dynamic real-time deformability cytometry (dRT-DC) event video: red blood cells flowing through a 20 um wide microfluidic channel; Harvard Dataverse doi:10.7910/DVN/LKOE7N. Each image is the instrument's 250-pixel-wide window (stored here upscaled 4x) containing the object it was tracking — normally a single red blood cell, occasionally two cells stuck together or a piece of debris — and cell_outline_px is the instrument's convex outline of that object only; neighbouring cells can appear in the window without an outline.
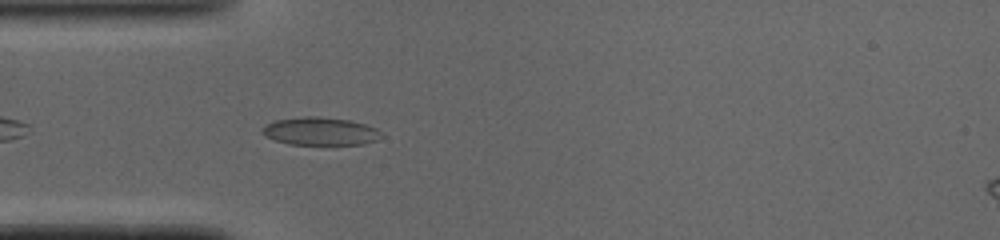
{"species": "common noctule bat (a hibernating species)", "species_latin": "Nyctalus noctula", "temperature_condition": "cold", "stored_images_in_passage": 28, "camera_frame_rate_fps": 3000, "um_per_image_px": 0.085, "animal": {"sex": "male", "body_mass_g": 19.0, "forearm_length_mm": 50.8}, "frame": {"image": 1, "passage_image": 1, "time_ms": 0.0, "image_size_px": [1000, 240], "cell_outline_px": [[376, 140], [364, 144], [288, 144], [276, 140], [268, 136], [264, 132], [264, 128], [272, 120], [304, 116], [320, 116], [348, 120], [364, 124], [376, 128]], "centroid_in_image_um": [27.18, 11.14], "position_along_channel_um": 57.8, "area_um2": 18.79}}
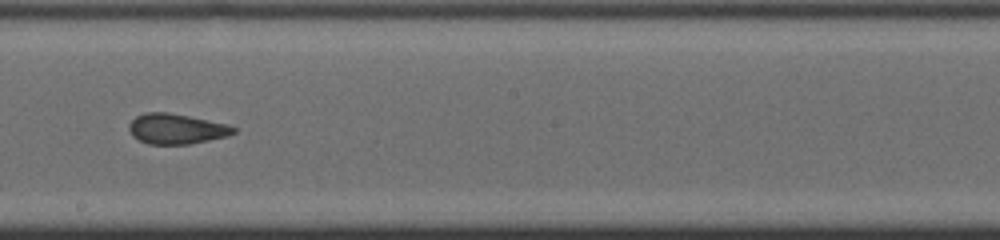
{"frame": {"image": 2, "passage_image": 14, "time_ms": 4.333, "image_size_px": [1000, 240], "cell_outline_px": [[236, 132], [228, 136], [188, 144], [148, 144], [132, 136], [128, 128], [128, 124], [136, 116], [144, 112], [168, 112], [228, 124], [236, 128]], "centroid_in_image_um": [14.97, 10.95], "position_along_channel_um": 233.2, "area_um2": 18.44}}
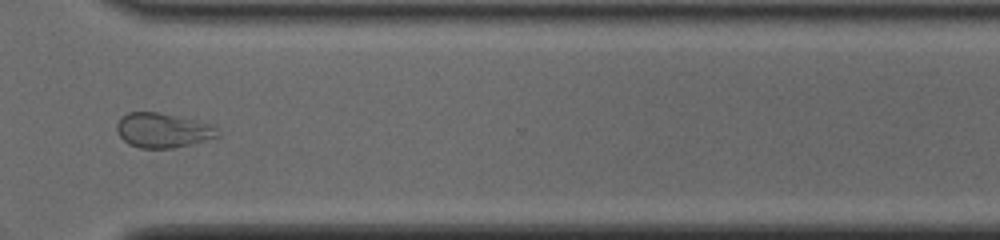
{"frame": {"image": 3, "passage_image": 23, "time_ms": 7.333, "image_size_px": [1000, 240], "cell_outline_px": [[220, 136], [172, 148], [140, 148], [128, 144], [120, 136], [116, 128], [116, 124], [120, 116], [128, 112], [156, 112], [192, 120], [216, 128]], "centroid_in_image_um": [13.74, 11.08], "position_along_channel_um": 356.9, "area_um2": 19.83}, "authors_computed_cell_mechanics": {"area_um2": 18.8428, "velocity_mm_per_s": 4.0938, "shape_relaxation_time_tau1_ms": null, "shape_relaxation_time_tau2_ms": 1.7196, "deformation_change_tau1": null, "deformation_change_tau2": 0.0816}}